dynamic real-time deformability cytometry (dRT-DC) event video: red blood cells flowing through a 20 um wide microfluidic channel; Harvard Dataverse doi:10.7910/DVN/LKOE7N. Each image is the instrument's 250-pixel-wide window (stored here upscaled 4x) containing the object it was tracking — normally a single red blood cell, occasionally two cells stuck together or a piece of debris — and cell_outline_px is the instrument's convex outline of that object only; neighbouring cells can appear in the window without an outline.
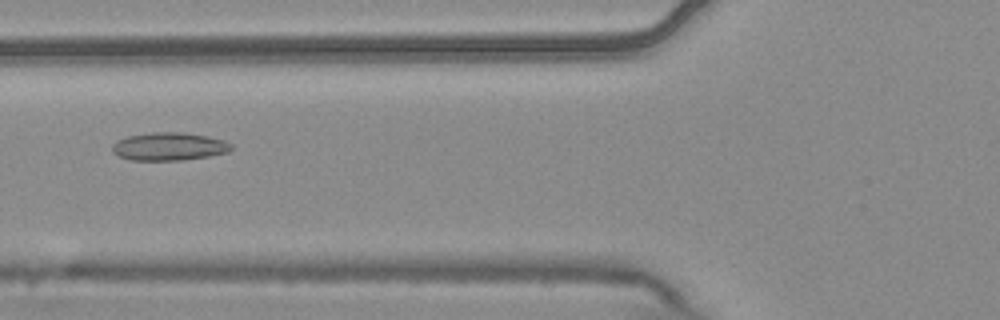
{"species": "common noctule bat (a hibernating species)", "species_latin": "Nyctalus noctula", "temperature_condition": "warm", "stored_images_in_passage": 2, "camera_frame_rate_fps": 3000, "um_per_image_px": 0.085, "animal": {"sex": "male", "body_mass_g": 20.4}, "frame": {"image": 1, "passage_image": 2, "time_ms": 0.333, "image_size_px": [1000, 320], "cell_outline_px": [[232, 148], [228, 152], [208, 156], [180, 160], [128, 160], [112, 152], [112, 144], [116, 140], [128, 136], [152, 132], [184, 132], [208, 136], [224, 140], [232, 144]], "centroid_in_image_um": [14.35, 12.44], "position_along_channel_um": 111.4, "area_um2": 19.48}}